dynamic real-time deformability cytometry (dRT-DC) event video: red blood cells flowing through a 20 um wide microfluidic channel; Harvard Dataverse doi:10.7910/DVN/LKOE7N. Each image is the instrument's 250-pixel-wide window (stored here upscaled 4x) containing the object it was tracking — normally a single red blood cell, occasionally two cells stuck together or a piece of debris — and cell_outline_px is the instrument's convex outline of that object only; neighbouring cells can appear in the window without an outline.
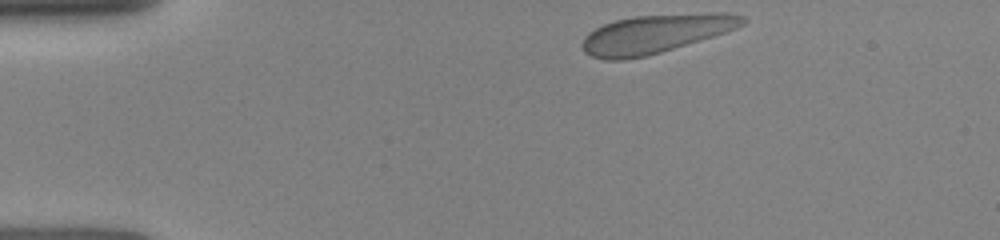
{"species": "human", "species_latin": "Homo sapiens", "temperature_condition": "room temperature", "stored_images_in_passage": 27, "camera_frame_rate_fps": 3000, "um_per_image_px": 0.085, "donor": {"sex": "female"}, "frame": {"image": 1, "passage_image": 1, "time_ms": 0.0, "image_size_px": [1000, 240], "cell_outline_px": [[748, 20], [744, 24], [736, 28], [712, 36], [648, 56], [624, 60], [604, 60], [592, 56], [584, 52], [580, 44], [584, 36], [588, 32], [604, 24], [616, 20], [636, 16], [708, 12], [728, 12], [744, 16]], "centroid_in_image_um": [55.7, 2.87], "position_along_channel_um": 29.3, "area_um2": 36.18}}
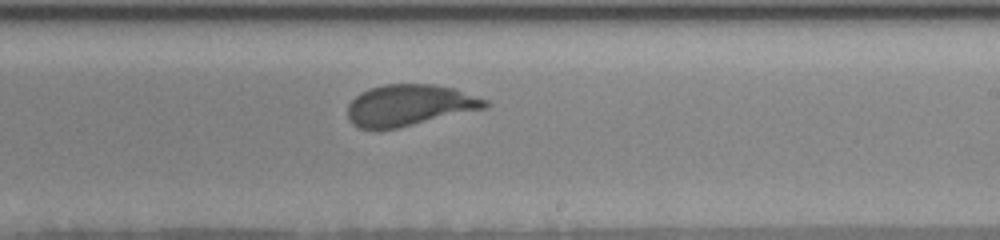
{"frame": {"image": 2, "passage_image": 15, "time_ms": 7.0, "image_size_px": [1000, 240], "cell_outline_px": [[492, 104], [488, 108], [400, 128], [360, 128], [352, 124], [348, 120], [348, 104], [360, 92], [384, 84], [432, 84], [456, 88], [488, 100]], "centroid_in_image_um": [34.87, 8.94], "position_along_channel_um": 254.1, "area_um2": 33.41}}
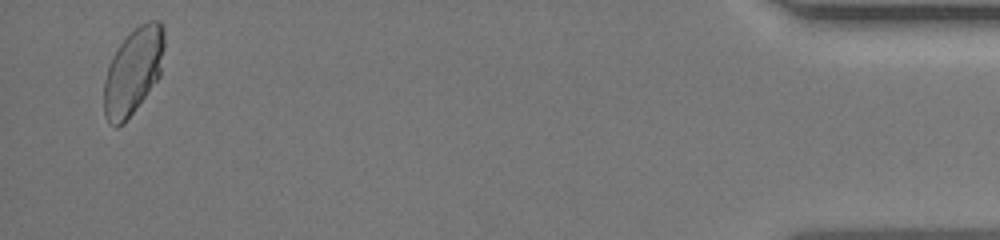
{"frame": {"image": 3, "passage_image": 27, "time_ms": 13.0, "image_size_px": [1000, 240], "cell_outline_px": [[164, 48], [160, 76], [124, 124], [116, 128], [104, 116], [104, 80], [112, 56], [120, 44], [140, 24], [148, 20], [160, 20], [164, 28]], "centroid_in_image_um": [11.33, 6.05], "position_along_channel_um": 423.9, "area_um2": 30.23}}